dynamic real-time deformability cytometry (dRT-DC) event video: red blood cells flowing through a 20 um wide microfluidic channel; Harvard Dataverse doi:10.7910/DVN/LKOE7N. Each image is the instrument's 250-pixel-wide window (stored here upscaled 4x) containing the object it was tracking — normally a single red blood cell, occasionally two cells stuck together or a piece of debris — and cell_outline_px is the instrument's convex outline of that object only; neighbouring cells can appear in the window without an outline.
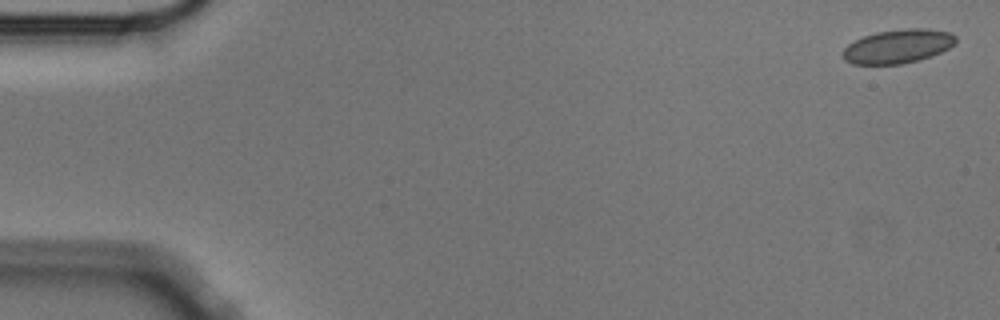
{"species": "Egyptian fruit bat (a non-hibernating species)", "species_latin": "Rousettus aegyptiacus", "temperature_condition": "cold", "stored_images_in_passage": 5, "camera_frame_rate_fps": 3000, "um_per_image_px": 0.085, "animal": {"sex": "male"}, "frame": {"image": 1, "passage_image": 1, "time_ms": 0.0, "image_size_px": [1000, 320], "cell_outline_px": [[956, 44], [940, 52], [920, 60], [900, 64], [852, 64], [844, 60], [840, 52], [848, 44], [864, 36], [876, 32], [904, 28], [928, 28], [952, 32], [956, 36]], "centroid_in_image_um": [76.32, 3.93], "position_along_channel_um": 8.7, "area_um2": 22.54}}
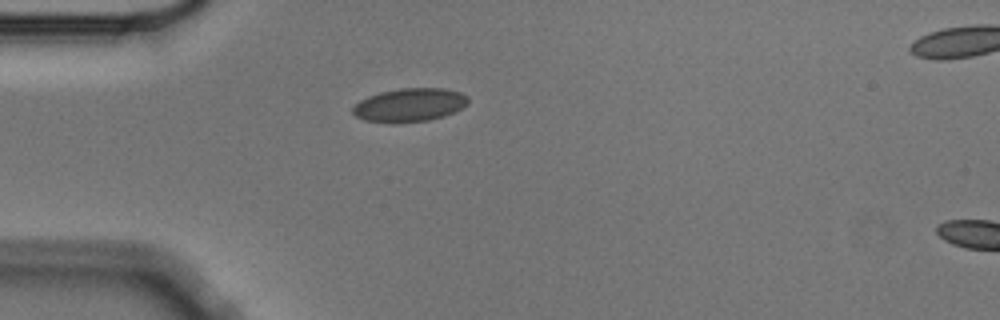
{"frame": {"image": 2, "passage_image": 4, "time_ms": 1.0, "image_size_px": [1000, 320], "cell_outline_px": [[468, 104], [444, 116], [428, 120], [396, 124], [388, 124], [364, 120], [356, 116], [352, 112], [352, 108], [360, 100], [368, 96], [380, 92], [400, 88], [444, 88], [460, 92], [468, 96]], "centroid_in_image_um": [34.78, 8.93], "position_along_channel_um": 50.2, "area_um2": 22.72}}